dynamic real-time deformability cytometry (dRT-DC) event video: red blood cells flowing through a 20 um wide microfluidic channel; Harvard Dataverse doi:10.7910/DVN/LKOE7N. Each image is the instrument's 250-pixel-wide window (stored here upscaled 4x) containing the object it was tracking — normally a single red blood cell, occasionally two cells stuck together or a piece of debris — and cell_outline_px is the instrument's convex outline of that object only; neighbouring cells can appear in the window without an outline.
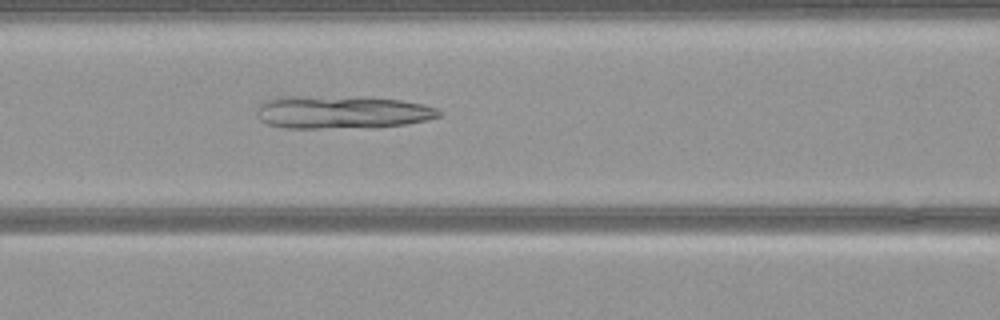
{"species": "common noctule bat (a hibernating species)", "species_latin": "Nyctalus noctula", "temperature_condition": "warm", "stored_images_in_passage": 51, "camera_frame_rate_fps": 3000, "um_per_image_px": 0.085, "animal": {"sex": "female", "body_mass_g": 21.9}, "frame": {"image": 1, "passage_image": 21, "time_ms": 6.667, "image_size_px": [1000, 320], "cell_outline_px": [[444, 112], [440, 116], [424, 120], [404, 124], [320, 128], [284, 128], [268, 124], [260, 120], [256, 116], [256, 108], [264, 100], [276, 96], [368, 96], [400, 100], [420, 104], [436, 108]], "centroid_in_image_um": [28.96, 9.49], "position_along_channel_um": 137.6, "area_um2": 35.03}}
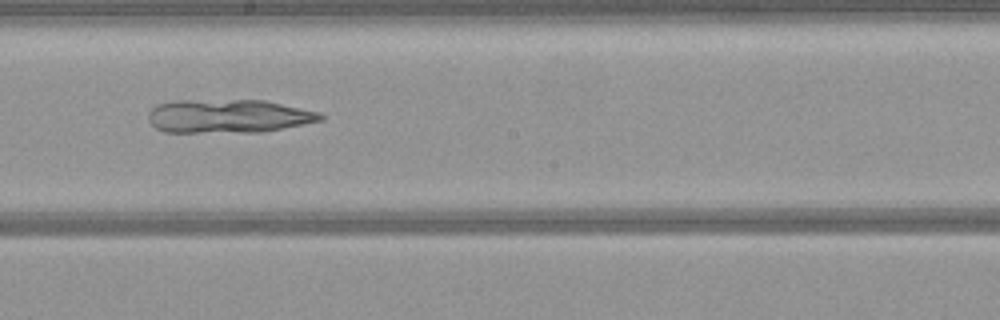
{"frame": {"image": 2, "passage_image": 28, "time_ms": 9.0, "image_size_px": [1000, 320], "cell_outline_px": [[324, 120], [260, 132], [164, 132], [156, 128], [148, 120], [148, 112], [156, 104], [176, 100], [264, 100], [320, 112], [324, 116]], "centroid_in_image_um": [19.38, 9.87], "position_along_channel_um": 228.8, "area_um2": 33.76}}
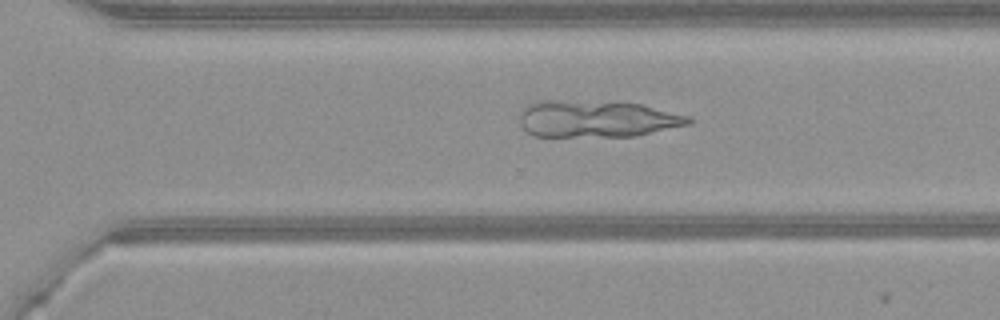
{"frame": {"image": 3, "passage_image": 35, "time_ms": 11.333, "image_size_px": [1000, 320], "cell_outline_px": [[692, 124], [636, 136], [532, 136], [520, 124], [520, 108], [528, 104], [540, 100], [548, 100], [644, 104], [688, 116], [692, 120]], "centroid_in_image_um": [50.72, 10.11], "position_along_channel_um": 319.9, "area_um2": 36.18}}